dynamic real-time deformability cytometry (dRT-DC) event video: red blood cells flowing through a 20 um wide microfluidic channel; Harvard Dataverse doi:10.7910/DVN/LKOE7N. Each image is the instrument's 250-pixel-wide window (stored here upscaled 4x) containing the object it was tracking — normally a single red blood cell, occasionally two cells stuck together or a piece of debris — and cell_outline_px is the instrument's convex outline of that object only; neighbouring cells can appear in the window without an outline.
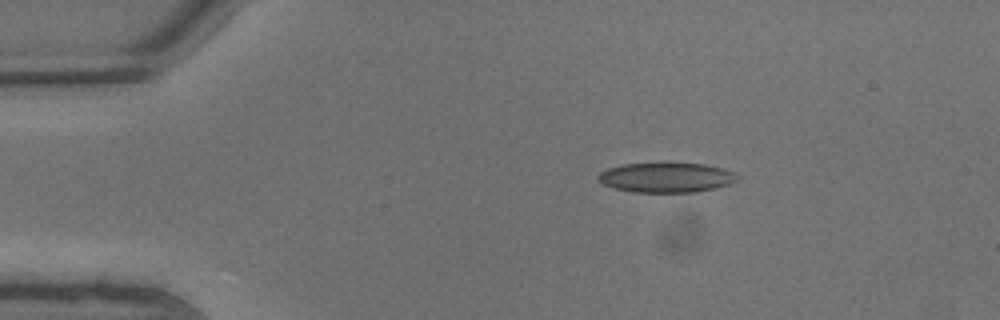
{"species": "common noctule bat (a hibernating species)", "species_latin": "Nyctalus noctula", "temperature_condition": "warm", "stored_images_in_passage": 6, "camera_frame_rate_fps": 3000, "um_per_image_px": 0.085, "animal": {"sex": "male", "body_mass_g": 13.3}, "frame": {"image": 1, "passage_image": 1, "time_ms": 0.0, "image_size_px": [1000, 320], "cell_outline_px": [[740, 180], [716, 188], [696, 192], [632, 192], [612, 188], [600, 184], [596, 180], [596, 176], [600, 172], [608, 168], [624, 164], [660, 160], [668, 160], [704, 164], [724, 168], [736, 172], [740, 176]], "centroid_in_image_um": [56.62, 15.04], "position_along_channel_um": 28.4, "area_um2": 25.66}}
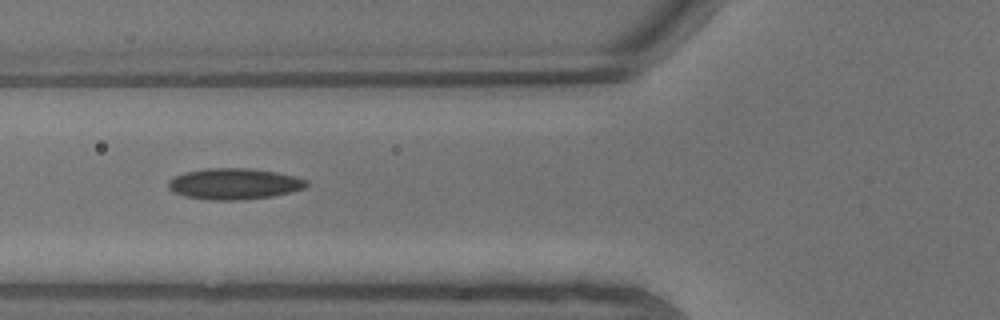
{"frame": {"image": 2, "passage_image": 5, "time_ms": 1.333, "image_size_px": [1000, 320], "cell_outline_px": [[308, 184], [304, 188], [292, 192], [272, 196], [240, 200], [208, 200], [184, 196], [172, 192], [168, 188], [168, 180], [184, 172], [208, 168], [248, 168], [276, 172], [308, 180]], "centroid_in_image_um": [19.88, 15.63], "position_along_channel_um": 105.9, "area_um2": 25.09}}
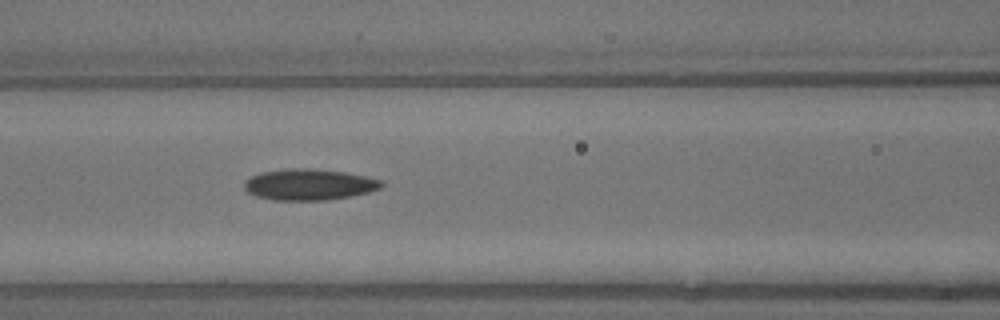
{"frame": {"image": 3, "passage_image": 6, "time_ms": 1.667, "image_size_px": [1000, 320], "cell_outline_px": [[384, 184], [380, 188], [368, 192], [348, 196], [324, 200], [272, 200], [256, 196], [248, 192], [244, 188], [244, 180], [260, 172], [292, 168], [312, 168], [344, 172], [364, 176], [380, 180]], "centroid_in_image_um": [26.22, 15.68], "position_along_channel_um": 140.4, "area_um2": 24.74}}